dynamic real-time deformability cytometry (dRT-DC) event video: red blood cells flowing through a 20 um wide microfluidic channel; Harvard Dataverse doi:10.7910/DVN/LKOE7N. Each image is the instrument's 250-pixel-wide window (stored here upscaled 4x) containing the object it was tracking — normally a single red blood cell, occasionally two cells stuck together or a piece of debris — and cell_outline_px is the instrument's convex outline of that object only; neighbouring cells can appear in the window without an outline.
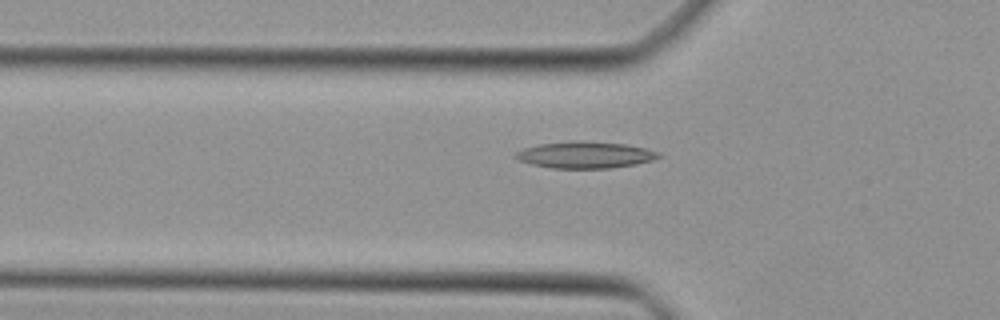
{"species": "Egyptian fruit bat (a non-hibernating species)", "species_latin": "Rousettus aegyptiacus", "temperature_condition": "cold", "stored_images_in_passage": 45, "segment_of_instrument_passage": [1, 2], "camera_frame_rate_fps": 3000, "um_per_image_px": 0.085, "animal": {"sex": "female"}, "frame": {"image": 1, "passage_image": 13, "time_ms": 4.0, "image_size_px": [1000, 320], "cell_outline_px": [[664, 156], [652, 160], [636, 164], [608, 168], [552, 168], [532, 164], [520, 160], [512, 156], [516, 152], [524, 148], [540, 144], [568, 140], [580, 140], [624, 144], [644, 148], [660, 152]], "centroid_in_image_um": [49.74, 13.15], "position_along_channel_um": 76.1, "area_um2": 22.25}}
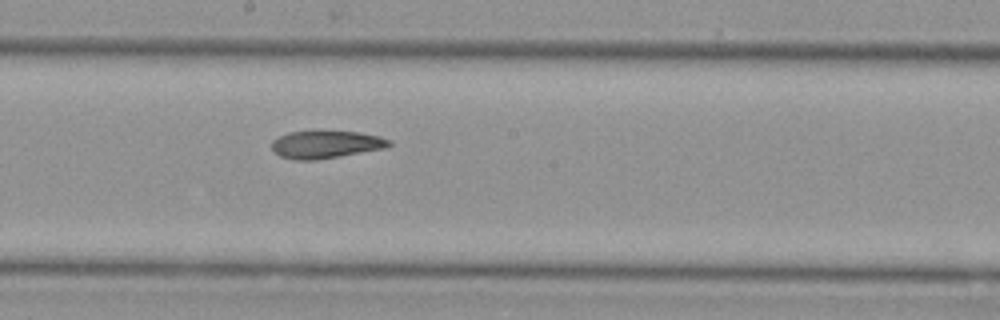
{"frame": {"image": 2, "passage_image": 23, "time_ms": 7.333, "image_size_px": [1000, 320], "cell_outline_px": [[392, 144], [384, 148], [340, 156], [316, 160], [296, 160], [280, 156], [272, 148], [272, 140], [288, 132], [316, 128], [320, 128], [356, 132], [380, 136], [392, 140]], "centroid_in_image_um": [27.69, 12.22], "position_along_channel_um": 220.5, "area_um2": 19.59}}
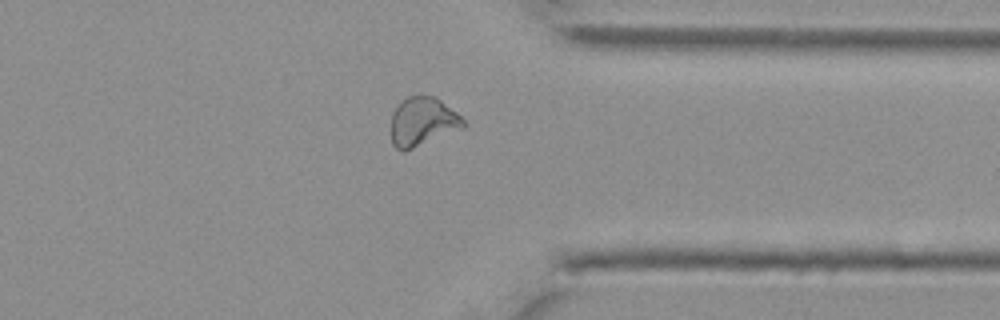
{"frame": {"image": 3, "passage_image": 34, "time_ms": 11.0, "image_size_px": [1000, 320], "cell_outline_px": [[468, 124], [464, 128], [404, 152], [396, 148], [392, 144], [392, 112], [400, 100], [408, 96], [420, 92], [436, 96], [456, 112]], "centroid_in_image_um": [35.93, 10.3], "position_along_channel_um": 375.5, "area_um2": 21.15}}